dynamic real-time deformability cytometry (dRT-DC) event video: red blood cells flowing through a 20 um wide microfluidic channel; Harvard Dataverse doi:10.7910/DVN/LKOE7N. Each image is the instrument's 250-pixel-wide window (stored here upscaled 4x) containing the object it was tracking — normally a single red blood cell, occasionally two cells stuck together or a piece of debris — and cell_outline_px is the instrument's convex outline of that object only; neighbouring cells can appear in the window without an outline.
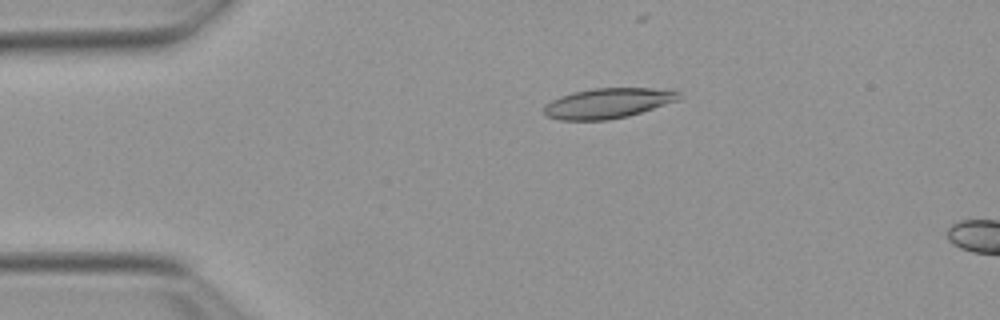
{"species": "Egyptian fruit bat (a non-hibernating species)", "species_latin": "Rousettus aegyptiacus", "temperature_condition": "warm", "stored_images_in_passage": 10, "camera_frame_rate_fps": 3000, "um_per_image_px": 0.085, "animal": {"sex": "female"}, "frame": {"image": 1, "passage_image": 6, "time_ms": 1.667, "image_size_px": [1000, 320], "cell_outline_px": [[680, 96], [676, 100], [628, 116], [608, 120], [560, 120], [544, 116], [544, 104], [560, 96], [572, 92], [592, 88], [652, 88], [680, 92]], "centroid_in_image_um": [51.57, 8.77], "position_along_channel_um": 33.4, "area_um2": 23.52}}